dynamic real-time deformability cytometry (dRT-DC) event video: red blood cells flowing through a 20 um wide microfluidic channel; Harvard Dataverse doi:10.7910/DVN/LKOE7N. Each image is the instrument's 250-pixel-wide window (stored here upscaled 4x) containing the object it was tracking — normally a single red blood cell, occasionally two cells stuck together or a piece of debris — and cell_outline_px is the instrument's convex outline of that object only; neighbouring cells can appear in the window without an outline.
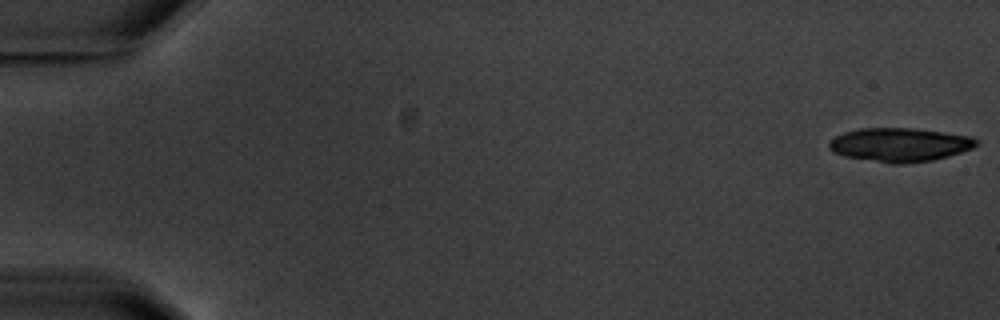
{"species": "common noctule bat (a hibernating species)", "species_latin": "Nyctalus noctula", "temperature_condition": "warm", "stored_images_in_passage": 6, "camera_frame_rate_fps": 3000, "um_per_image_px": 0.085, "animal": {"sex": "male", "body_mass_g": 20.1, "forearm_length_mm": 53.5}, "frame": {"image": 1, "passage_image": 1, "time_ms": 0.0, "image_size_px": [1000, 320], "cell_outline_px": [[976, 144], [972, 148], [948, 156], [932, 160], [904, 164], [892, 164], [844, 156], [832, 152], [828, 148], [828, 140], [844, 132], [860, 128], [912, 128], [944, 132], [972, 136], [976, 140]], "centroid_in_image_um": [76.42, 12.3], "position_along_channel_um": 8.6, "area_um2": 29.02}}
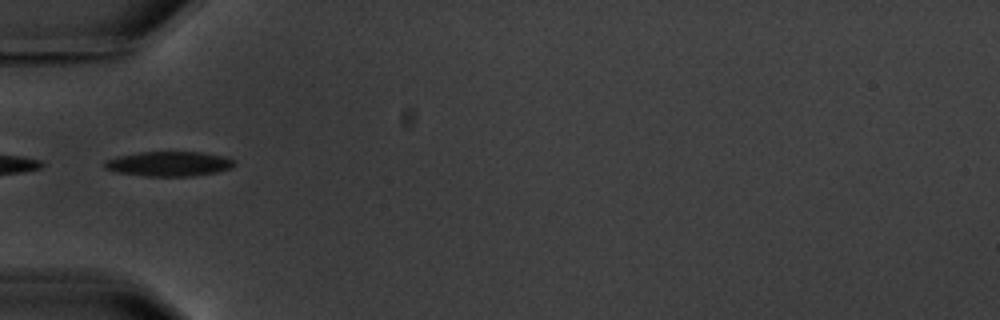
{"frame": {"image": 2, "passage_image": 6, "time_ms": 6.333, "image_size_px": [1000, 320], "cell_outline_px": [[236, 164], [232, 168], [216, 172], [192, 176], [144, 176], [116, 172], [104, 168], [104, 160], [116, 156], [140, 152], [200, 152], [224, 156], [236, 160]], "centroid_in_image_um": [14.36, 13.92], "position_along_channel_um": 70.6, "area_um2": 18.9}}